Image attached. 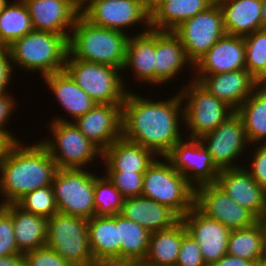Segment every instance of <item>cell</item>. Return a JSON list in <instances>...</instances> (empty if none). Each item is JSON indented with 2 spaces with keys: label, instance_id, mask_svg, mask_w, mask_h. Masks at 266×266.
<instances>
[{
  "label": "cell",
  "instance_id": "1",
  "mask_svg": "<svg viewBox=\"0 0 266 266\" xmlns=\"http://www.w3.org/2000/svg\"><path fill=\"white\" fill-rule=\"evenodd\" d=\"M128 90L122 103V137L164 157L179 141L184 121L180 93L165 101L139 97ZM182 110V111H181Z\"/></svg>",
  "mask_w": 266,
  "mask_h": 266
},
{
  "label": "cell",
  "instance_id": "2",
  "mask_svg": "<svg viewBox=\"0 0 266 266\" xmlns=\"http://www.w3.org/2000/svg\"><path fill=\"white\" fill-rule=\"evenodd\" d=\"M17 142L0 163L1 204H16L28 192L52 185L55 161L41 143L26 146Z\"/></svg>",
  "mask_w": 266,
  "mask_h": 266
},
{
  "label": "cell",
  "instance_id": "3",
  "mask_svg": "<svg viewBox=\"0 0 266 266\" xmlns=\"http://www.w3.org/2000/svg\"><path fill=\"white\" fill-rule=\"evenodd\" d=\"M129 36L125 32L95 26L80 14L72 28L68 49L76 59L122 70Z\"/></svg>",
  "mask_w": 266,
  "mask_h": 266
},
{
  "label": "cell",
  "instance_id": "4",
  "mask_svg": "<svg viewBox=\"0 0 266 266\" xmlns=\"http://www.w3.org/2000/svg\"><path fill=\"white\" fill-rule=\"evenodd\" d=\"M68 40L65 35L32 30L8 47L11 61L26 71L39 70L42 77L64 71Z\"/></svg>",
  "mask_w": 266,
  "mask_h": 266
},
{
  "label": "cell",
  "instance_id": "5",
  "mask_svg": "<svg viewBox=\"0 0 266 266\" xmlns=\"http://www.w3.org/2000/svg\"><path fill=\"white\" fill-rule=\"evenodd\" d=\"M141 196L168 206L182 218L194 207L195 188L166 158L155 159L144 173Z\"/></svg>",
  "mask_w": 266,
  "mask_h": 266
},
{
  "label": "cell",
  "instance_id": "6",
  "mask_svg": "<svg viewBox=\"0 0 266 266\" xmlns=\"http://www.w3.org/2000/svg\"><path fill=\"white\" fill-rule=\"evenodd\" d=\"M46 246L72 266H98L89 246L86 218L60 212L48 218Z\"/></svg>",
  "mask_w": 266,
  "mask_h": 266
},
{
  "label": "cell",
  "instance_id": "7",
  "mask_svg": "<svg viewBox=\"0 0 266 266\" xmlns=\"http://www.w3.org/2000/svg\"><path fill=\"white\" fill-rule=\"evenodd\" d=\"M65 71L96 104H122L128 89L115 67L74 58L69 52Z\"/></svg>",
  "mask_w": 266,
  "mask_h": 266
},
{
  "label": "cell",
  "instance_id": "8",
  "mask_svg": "<svg viewBox=\"0 0 266 266\" xmlns=\"http://www.w3.org/2000/svg\"><path fill=\"white\" fill-rule=\"evenodd\" d=\"M188 82V86L179 92L184 104L183 122L190 132L187 137L199 139L215 130L235 111L212 95L198 81L193 79Z\"/></svg>",
  "mask_w": 266,
  "mask_h": 266
},
{
  "label": "cell",
  "instance_id": "9",
  "mask_svg": "<svg viewBox=\"0 0 266 266\" xmlns=\"http://www.w3.org/2000/svg\"><path fill=\"white\" fill-rule=\"evenodd\" d=\"M49 129L55 140L46 139L41 143L48 149L57 168L84 169L98 155L102 158V151L85 137L74 122L55 117Z\"/></svg>",
  "mask_w": 266,
  "mask_h": 266
},
{
  "label": "cell",
  "instance_id": "10",
  "mask_svg": "<svg viewBox=\"0 0 266 266\" xmlns=\"http://www.w3.org/2000/svg\"><path fill=\"white\" fill-rule=\"evenodd\" d=\"M96 176L85 169L58 168L52 181L58 212L86 219L95 216Z\"/></svg>",
  "mask_w": 266,
  "mask_h": 266
},
{
  "label": "cell",
  "instance_id": "11",
  "mask_svg": "<svg viewBox=\"0 0 266 266\" xmlns=\"http://www.w3.org/2000/svg\"><path fill=\"white\" fill-rule=\"evenodd\" d=\"M173 32L179 37L188 60L194 65L226 34L218 2L184 21Z\"/></svg>",
  "mask_w": 266,
  "mask_h": 266
},
{
  "label": "cell",
  "instance_id": "12",
  "mask_svg": "<svg viewBox=\"0 0 266 266\" xmlns=\"http://www.w3.org/2000/svg\"><path fill=\"white\" fill-rule=\"evenodd\" d=\"M80 14L98 27L124 32L126 27L144 22L150 28V12L141 0H80Z\"/></svg>",
  "mask_w": 266,
  "mask_h": 266
},
{
  "label": "cell",
  "instance_id": "13",
  "mask_svg": "<svg viewBox=\"0 0 266 266\" xmlns=\"http://www.w3.org/2000/svg\"><path fill=\"white\" fill-rule=\"evenodd\" d=\"M162 158H166L194 188L216 183L220 172L199 139H182Z\"/></svg>",
  "mask_w": 266,
  "mask_h": 266
},
{
  "label": "cell",
  "instance_id": "14",
  "mask_svg": "<svg viewBox=\"0 0 266 266\" xmlns=\"http://www.w3.org/2000/svg\"><path fill=\"white\" fill-rule=\"evenodd\" d=\"M219 170L242 167L233 164L243 154L249 141L242 118L231 114L215 130L199 138ZM238 156V157H237ZM233 161V162H232Z\"/></svg>",
  "mask_w": 266,
  "mask_h": 266
},
{
  "label": "cell",
  "instance_id": "15",
  "mask_svg": "<svg viewBox=\"0 0 266 266\" xmlns=\"http://www.w3.org/2000/svg\"><path fill=\"white\" fill-rule=\"evenodd\" d=\"M194 206L205 216L219 221L230 230L253 225L259 219L236 203L216 183L195 188Z\"/></svg>",
  "mask_w": 266,
  "mask_h": 266
},
{
  "label": "cell",
  "instance_id": "16",
  "mask_svg": "<svg viewBox=\"0 0 266 266\" xmlns=\"http://www.w3.org/2000/svg\"><path fill=\"white\" fill-rule=\"evenodd\" d=\"M186 232L200 246L206 266H211L227 254L231 230L225 225L203 215L195 206L181 218Z\"/></svg>",
  "mask_w": 266,
  "mask_h": 266
},
{
  "label": "cell",
  "instance_id": "17",
  "mask_svg": "<svg viewBox=\"0 0 266 266\" xmlns=\"http://www.w3.org/2000/svg\"><path fill=\"white\" fill-rule=\"evenodd\" d=\"M23 1L28 8L34 30L70 37V31L80 15V0Z\"/></svg>",
  "mask_w": 266,
  "mask_h": 266
},
{
  "label": "cell",
  "instance_id": "18",
  "mask_svg": "<svg viewBox=\"0 0 266 266\" xmlns=\"http://www.w3.org/2000/svg\"><path fill=\"white\" fill-rule=\"evenodd\" d=\"M72 122L103 152L122 137V104H95Z\"/></svg>",
  "mask_w": 266,
  "mask_h": 266
},
{
  "label": "cell",
  "instance_id": "19",
  "mask_svg": "<svg viewBox=\"0 0 266 266\" xmlns=\"http://www.w3.org/2000/svg\"><path fill=\"white\" fill-rule=\"evenodd\" d=\"M216 184L259 220L266 216V190L252 178L246 168L220 170Z\"/></svg>",
  "mask_w": 266,
  "mask_h": 266
},
{
  "label": "cell",
  "instance_id": "20",
  "mask_svg": "<svg viewBox=\"0 0 266 266\" xmlns=\"http://www.w3.org/2000/svg\"><path fill=\"white\" fill-rule=\"evenodd\" d=\"M196 75H194V80L198 81L217 99L224 101L234 111H236L260 85V82L256 80L247 69L219 74Z\"/></svg>",
  "mask_w": 266,
  "mask_h": 266
},
{
  "label": "cell",
  "instance_id": "21",
  "mask_svg": "<svg viewBox=\"0 0 266 266\" xmlns=\"http://www.w3.org/2000/svg\"><path fill=\"white\" fill-rule=\"evenodd\" d=\"M89 246L98 266H120L119 213L88 219Z\"/></svg>",
  "mask_w": 266,
  "mask_h": 266
},
{
  "label": "cell",
  "instance_id": "22",
  "mask_svg": "<svg viewBox=\"0 0 266 266\" xmlns=\"http://www.w3.org/2000/svg\"><path fill=\"white\" fill-rule=\"evenodd\" d=\"M193 69L196 74L246 69L244 38L225 34L193 65Z\"/></svg>",
  "mask_w": 266,
  "mask_h": 266
},
{
  "label": "cell",
  "instance_id": "23",
  "mask_svg": "<svg viewBox=\"0 0 266 266\" xmlns=\"http://www.w3.org/2000/svg\"><path fill=\"white\" fill-rule=\"evenodd\" d=\"M120 214L137 222L150 233L170 228L181 220L168 206L143 196L124 199Z\"/></svg>",
  "mask_w": 266,
  "mask_h": 266
},
{
  "label": "cell",
  "instance_id": "24",
  "mask_svg": "<svg viewBox=\"0 0 266 266\" xmlns=\"http://www.w3.org/2000/svg\"><path fill=\"white\" fill-rule=\"evenodd\" d=\"M186 64L193 68L179 37L173 31L155 30V84L172 80Z\"/></svg>",
  "mask_w": 266,
  "mask_h": 266
},
{
  "label": "cell",
  "instance_id": "25",
  "mask_svg": "<svg viewBox=\"0 0 266 266\" xmlns=\"http://www.w3.org/2000/svg\"><path fill=\"white\" fill-rule=\"evenodd\" d=\"M154 155L152 150L121 137L102 152L101 159L106 171L145 173L157 159Z\"/></svg>",
  "mask_w": 266,
  "mask_h": 266
},
{
  "label": "cell",
  "instance_id": "26",
  "mask_svg": "<svg viewBox=\"0 0 266 266\" xmlns=\"http://www.w3.org/2000/svg\"><path fill=\"white\" fill-rule=\"evenodd\" d=\"M3 209L12 217L15 241L20 253L46 246L48 218L26 212L17 204H5Z\"/></svg>",
  "mask_w": 266,
  "mask_h": 266
},
{
  "label": "cell",
  "instance_id": "27",
  "mask_svg": "<svg viewBox=\"0 0 266 266\" xmlns=\"http://www.w3.org/2000/svg\"><path fill=\"white\" fill-rule=\"evenodd\" d=\"M226 34L245 37L262 29L261 0H216Z\"/></svg>",
  "mask_w": 266,
  "mask_h": 266
},
{
  "label": "cell",
  "instance_id": "28",
  "mask_svg": "<svg viewBox=\"0 0 266 266\" xmlns=\"http://www.w3.org/2000/svg\"><path fill=\"white\" fill-rule=\"evenodd\" d=\"M50 91L74 121L89 112L96 104L64 70L42 77Z\"/></svg>",
  "mask_w": 266,
  "mask_h": 266
},
{
  "label": "cell",
  "instance_id": "29",
  "mask_svg": "<svg viewBox=\"0 0 266 266\" xmlns=\"http://www.w3.org/2000/svg\"><path fill=\"white\" fill-rule=\"evenodd\" d=\"M129 36L126 45V61L123 67L131 66L134 77L141 82L155 84V30L141 31Z\"/></svg>",
  "mask_w": 266,
  "mask_h": 266
},
{
  "label": "cell",
  "instance_id": "30",
  "mask_svg": "<svg viewBox=\"0 0 266 266\" xmlns=\"http://www.w3.org/2000/svg\"><path fill=\"white\" fill-rule=\"evenodd\" d=\"M216 0H162L150 13V28L173 31L184 21L206 10Z\"/></svg>",
  "mask_w": 266,
  "mask_h": 266
},
{
  "label": "cell",
  "instance_id": "31",
  "mask_svg": "<svg viewBox=\"0 0 266 266\" xmlns=\"http://www.w3.org/2000/svg\"><path fill=\"white\" fill-rule=\"evenodd\" d=\"M150 232L119 213L120 266H140L147 256Z\"/></svg>",
  "mask_w": 266,
  "mask_h": 266
},
{
  "label": "cell",
  "instance_id": "32",
  "mask_svg": "<svg viewBox=\"0 0 266 266\" xmlns=\"http://www.w3.org/2000/svg\"><path fill=\"white\" fill-rule=\"evenodd\" d=\"M182 240V220L150 234L149 249L140 266H175Z\"/></svg>",
  "mask_w": 266,
  "mask_h": 266
},
{
  "label": "cell",
  "instance_id": "33",
  "mask_svg": "<svg viewBox=\"0 0 266 266\" xmlns=\"http://www.w3.org/2000/svg\"><path fill=\"white\" fill-rule=\"evenodd\" d=\"M227 254L257 263L266 256V232L262 220L231 230Z\"/></svg>",
  "mask_w": 266,
  "mask_h": 266
},
{
  "label": "cell",
  "instance_id": "34",
  "mask_svg": "<svg viewBox=\"0 0 266 266\" xmlns=\"http://www.w3.org/2000/svg\"><path fill=\"white\" fill-rule=\"evenodd\" d=\"M242 118L249 143H266V87L261 84L236 110Z\"/></svg>",
  "mask_w": 266,
  "mask_h": 266
},
{
  "label": "cell",
  "instance_id": "35",
  "mask_svg": "<svg viewBox=\"0 0 266 266\" xmlns=\"http://www.w3.org/2000/svg\"><path fill=\"white\" fill-rule=\"evenodd\" d=\"M32 30V20L24 1L9 2L0 13V46L8 48Z\"/></svg>",
  "mask_w": 266,
  "mask_h": 266
},
{
  "label": "cell",
  "instance_id": "36",
  "mask_svg": "<svg viewBox=\"0 0 266 266\" xmlns=\"http://www.w3.org/2000/svg\"><path fill=\"white\" fill-rule=\"evenodd\" d=\"M243 38L246 69L261 83L266 78V28Z\"/></svg>",
  "mask_w": 266,
  "mask_h": 266
},
{
  "label": "cell",
  "instance_id": "37",
  "mask_svg": "<svg viewBox=\"0 0 266 266\" xmlns=\"http://www.w3.org/2000/svg\"><path fill=\"white\" fill-rule=\"evenodd\" d=\"M123 202L121 193L105 175L95 177V216L116 215L121 212Z\"/></svg>",
  "mask_w": 266,
  "mask_h": 266
},
{
  "label": "cell",
  "instance_id": "38",
  "mask_svg": "<svg viewBox=\"0 0 266 266\" xmlns=\"http://www.w3.org/2000/svg\"><path fill=\"white\" fill-rule=\"evenodd\" d=\"M24 211L50 218L58 212L52 185L28 192L17 203Z\"/></svg>",
  "mask_w": 266,
  "mask_h": 266
},
{
  "label": "cell",
  "instance_id": "39",
  "mask_svg": "<svg viewBox=\"0 0 266 266\" xmlns=\"http://www.w3.org/2000/svg\"><path fill=\"white\" fill-rule=\"evenodd\" d=\"M106 177L124 199L141 196L144 173L106 171Z\"/></svg>",
  "mask_w": 266,
  "mask_h": 266
},
{
  "label": "cell",
  "instance_id": "40",
  "mask_svg": "<svg viewBox=\"0 0 266 266\" xmlns=\"http://www.w3.org/2000/svg\"><path fill=\"white\" fill-rule=\"evenodd\" d=\"M175 266H206L199 244L186 232L183 222L181 246Z\"/></svg>",
  "mask_w": 266,
  "mask_h": 266
},
{
  "label": "cell",
  "instance_id": "41",
  "mask_svg": "<svg viewBox=\"0 0 266 266\" xmlns=\"http://www.w3.org/2000/svg\"><path fill=\"white\" fill-rule=\"evenodd\" d=\"M20 253L15 241L12 217L0 210V257Z\"/></svg>",
  "mask_w": 266,
  "mask_h": 266
},
{
  "label": "cell",
  "instance_id": "42",
  "mask_svg": "<svg viewBox=\"0 0 266 266\" xmlns=\"http://www.w3.org/2000/svg\"><path fill=\"white\" fill-rule=\"evenodd\" d=\"M26 266H72L51 248L44 246L24 254Z\"/></svg>",
  "mask_w": 266,
  "mask_h": 266
},
{
  "label": "cell",
  "instance_id": "43",
  "mask_svg": "<svg viewBox=\"0 0 266 266\" xmlns=\"http://www.w3.org/2000/svg\"><path fill=\"white\" fill-rule=\"evenodd\" d=\"M253 152L252 161L250 163V169L248 166V172L252 178L266 190V143L259 144L255 147Z\"/></svg>",
  "mask_w": 266,
  "mask_h": 266
},
{
  "label": "cell",
  "instance_id": "44",
  "mask_svg": "<svg viewBox=\"0 0 266 266\" xmlns=\"http://www.w3.org/2000/svg\"><path fill=\"white\" fill-rule=\"evenodd\" d=\"M11 54L7 47H0V94L7 92L12 71L14 70Z\"/></svg>",
  "mask_w": 266,
  "mask_h": 266
},
{
  "label": "cell",
  "instance_id": "45",
  "mask_svg": "<svg viewBox=\"0 0 266 266\" xmlns=\"http://www.w3.org/2000/svg\"><path fill=\"white\" fill-rule=\"evenodd\" d=\"M15 99L13 100L12 95L6 93L0 94V130H6L5 124L9 120V116L12 114L13 109H15ZM5 128V129H4Z\"/></svg>",
  "mask_w": 266,
  "mask_h": 266
},
{
  "label": "cell",
  "instance_id": "46",
  "mask_svg": "<svg viewBox=\"0 0 266 266\" xmlns=\"http://www.w3.org/2000/svg\"><path fill=\"white\" fill-rule=\"evenodd\" d=\"M11 131L0 130V163L7 157L11 148L18 142Z\"/></svg>",
  "mask_w": 266,
  "mask_h": 266
},
{
  "label": "cell",
  "instance_id": "47",
  "mask_svg": "<svg viewBox=\"0 0 266 266\" xmlns=\"http://www.w3.org/2000/svg\"><path fill=\"white\" fill-rule=\"evenodd\" d=\"M211 266H256V263L226 254Z\"/></svg>",
  "mask_w": 266,
  "mask_h": 266
},
{
  "label": "cell",
  "instance_id": "48",
  "mask_svg": "<svg viewBox=\"0 0 266 266\" xmlns=\"http://www.w3.org/2000/svg\"><path fill=\"white\" fill-rule=\"evenodd\" d=\"M0 266H26L25 256L22 253L0 257Z\"/></svg>",
  "mask_w": 266,
  "mask_h": 266
},
{
  "label": "cell",
  "instance_id": "49",
  "mask_svg": "<svg viewBox=\"0 0 266 266\" xmlns=\"http://www.w3.org/2000/svg\"><path fill=\"white\" fill-rule=\"evenodd\" d=\"M162 0H141L143 6L151 13Z\"/></svg>",
  "mask_w": 266,
  "mask_h": 266
},
{
  "label": "cell",
  "instance_id": "50",
  "mask_svg": "<svg viewBox=\"0 0 266 266\" xmlns=\"http://www.w3.org/2000/svg\"><path fill=\"white\" fill-rule=\"evenodd\" d=\"M262 29L266 28V0H261Z\"/></svg>",
  "mask_w": 266,
  "mask_h": 266
},
{
  "label": "cell",
  "instance_id": "51",
  "mask_svg": "<svg viewBox=\"0 0 266 266\" xmlns=\"http://www.w3.org/2000/svg\"><path fill=\"white\" fill-rule=\"evenodd\" d=\"M9 3L7 0H0V13L4 10L6 5Z\"/></svg>",
  "mask_w": 266,
  "mask_h": 266
},
{
  "label": "cell",
  "instance_id": "52",
  "mask_svg": "<svg viewBox=\"0 0 266 266\" xmlns=\"http://www.w3.org/2000/svg\"><path fill=\"white\" fill-rule=\"evenodd\" d=\"M256 266H266V256L256 263Z\"/></svg>",
  "mask_w": 266,
  "mask_h": 266
},
{
  "label": "cell",
  "instance_id": "53",
  "mask_svg": "<svg viewBox=\"0 0 266 266\" xmlns=\"http://www.w3.org/2000/svg\"><path fill=\"white\" fill-rule=\"evenodd\" d=\"M262 222H263V225H264V228H265V232H266V216L262 219Z\"/></svg>",
  "mask_w": 266,
  "mask_h": 266
},
{
  "label": "cell",
  "instance_id": "54",
  "mask_svg": "<svg viewBox=\"0 0 266 266\" xmlns=\"http://www.w3.org/2000/svg\"><path fill=\"white\" fill-rule=\"evenodd\" d=\"M262 86L266 87V78L260 83Z\"/></svg>",
  "mask_w": 266,
  "mask_h": 266
},
{
  "label": "cell",
  "instance_id": "55",
  "mask_svg": "<svg viewBox=\"0 0 266 266\" xmlns=\"http://www.w3.org/2000/svg\"><path fill=\"white\" fill-rule=\"evenodd\" d=\"M3 206H4V205H2V204L0 203V210L3 208Z\"/></svg>",
  "mask_w": 266,
  "mask_h": 266
}]
</instances>
